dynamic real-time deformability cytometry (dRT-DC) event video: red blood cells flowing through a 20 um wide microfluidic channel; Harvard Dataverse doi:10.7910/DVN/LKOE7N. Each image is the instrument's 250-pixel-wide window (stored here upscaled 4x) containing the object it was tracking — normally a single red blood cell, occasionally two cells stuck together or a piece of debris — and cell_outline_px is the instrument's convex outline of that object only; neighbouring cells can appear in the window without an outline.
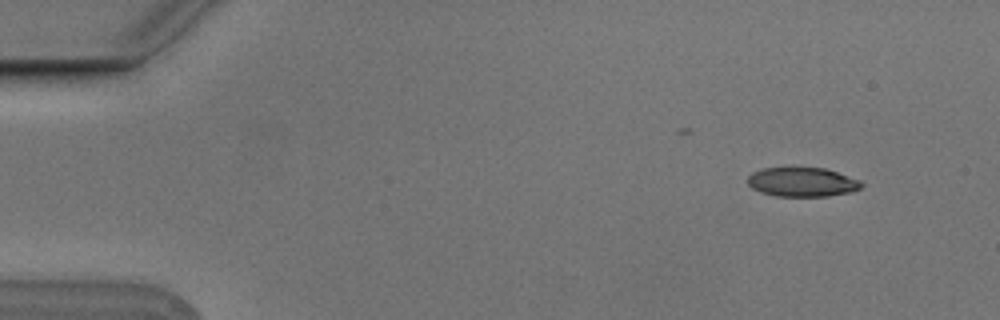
{"species": "Egyptian fruit bat (a non-hibernating species)", "species_latin": "Rousettus aegyptiacus", "temperature_condition": "cold", "stored_images_in_passage": 4, "camera_frame_rate_fps": 3000, "um_per_image_px": 0.085, "animal": {"sex": "male"}, "frame": {"image": 1, "passage_image": 1, "time_ms": 0.0, "image_size_px": [1000, 320], "cell_outline_px": [[864, 184], [860, 188], [852, 192], [828, 196], [776, 196], [760, 192], [752, 188], [748, 184], [748, 176], [752, 172], [764, 168], [824, 168], [860, 180]], "centroid_in_image_um": [68.19, 15.48], "position_along_channel_um": 16.8, "area_um2": 19.31}}
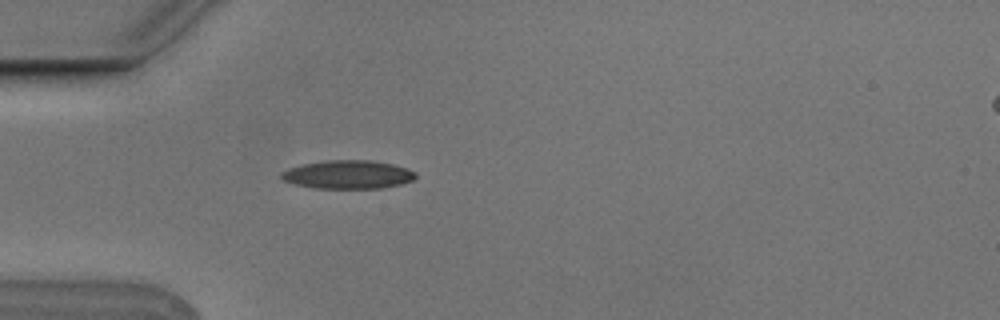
{"frame": {"image": 2, "passage_image": 4, "time_ms": 1.0, "image_size_px": [1000, 320], "cell_outline_px": [[416, 176], [412, 180], [400, 184], [380, 188], [316, 188], [296, 184], [284, 180], [280, 176], [280, 172], [288, 168], [300, 164], [324, 160], [372, 160], [392, 164], [416, 172]], "centroid_in_image_um": [29.53, 14.82], "position_along_channel_um": 55.5, "area_um2": 22.2}}